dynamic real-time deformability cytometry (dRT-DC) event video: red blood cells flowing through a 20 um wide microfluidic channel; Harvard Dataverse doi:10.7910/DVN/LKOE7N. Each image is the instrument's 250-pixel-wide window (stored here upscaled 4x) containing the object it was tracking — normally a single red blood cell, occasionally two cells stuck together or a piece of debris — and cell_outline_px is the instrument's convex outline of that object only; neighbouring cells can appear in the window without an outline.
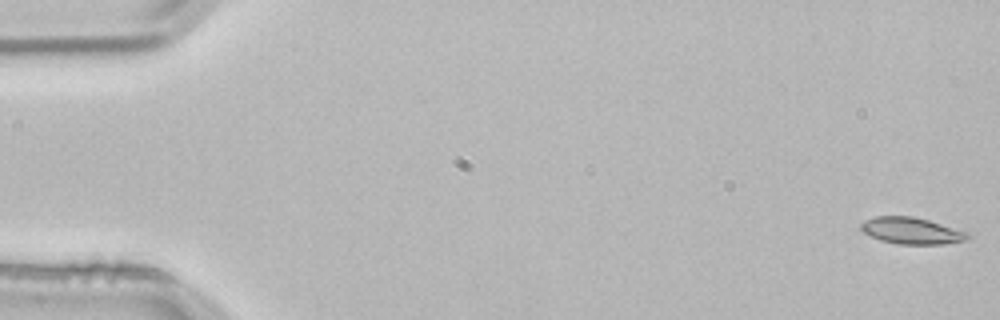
{"species": "common noctule bat (a hibernating species)", "species_latin": "Nyctalus noctula", "temperature_condition": "room temperature", "stored_images_in_passage": 5, "camera_frame_rate_fps": 3000, "um_per_image_px": 0.085, "animal": {"sex": "male", "body_mass_g": 21.5, "forearm_length_mm": 52.0}, "frame": {"image": 1, "passage_image": 1, "time_ms": 0.0, "image_size_px": [1000, 320], "cell_outline_px": [[972, 236], [968, 240], [944, 244], [896, 244], [880, 240], [864, 232], [860, 228], [860, 224], [864, 220], [876, 216], [912, 216], [928, 220], [968, 232]], "centroid_in_image_um": [77.5, 19.62], "position_along_channel_um": 7.5, "area_um2": 16.59}}
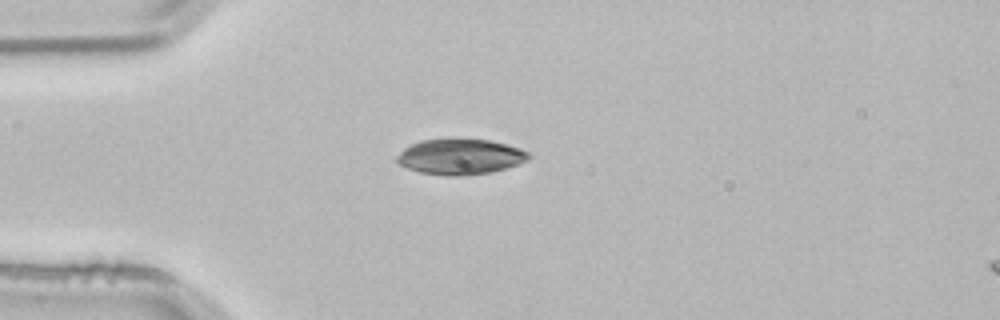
{"frame": {"image": 2, "passage_image": 5, "time_ms": 1.333, "image_size_px": [1000, 320], "cell_outline_px": [[532, 156], [528, 160], [492, 172], [464, 176], [448, 176], [420, 172], [408, 168], [400, 164], [396, 160], [396, 156], [404, 148], [420, 140], [452, 136], [460, 136], [492, 140], [508, 144], [520, 148], [528, 152]], "centroid_in_image_um": [39.12, 13.27], "position_along_channel_um": 45.9, "area_um2": 28.21}}